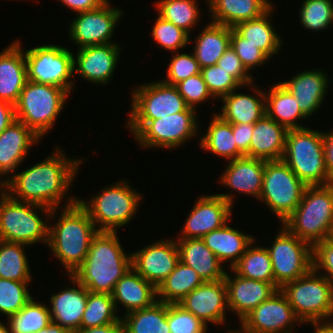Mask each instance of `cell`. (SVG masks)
Masks as SVG:
<instances>
[{
    "instance_id": "obj_55",
    "label": "cell",
    "mask_w": 333,
    "mask_h": 333,
    "mask_svg": "<svg viewBox=\"0 0 333 333\" xmlns=\"http://www.w3.org/2000/svg\"><path fill=\"white\" fill-rule=\"evenodd\" d=\"M77 14L99 8L107 0H59Z\"/></svg>"
},
{
    "instance_id": "obj_58",
    "label": "cell",
    "mask_w": 333,
    "mask_h": 333,
    "mask_svg": "<svg viewBox=\"0 0 333 333\" xmlns=\"http://www.w3.org/2000/svg\"><path fill=\"white\" fill-rule=\"evenodd\" d=\"M75 333H126L122 320L108 325L81 328Z\"/></svg>"
},
{
    "instance_id": "obj_22",
    "label": "cell",
    "mask_w": 333,
    "mask_h": 333,
    "mask_svg": "<svg viewBox=\"0 0 333 333\" xmlns=\"http://www.w3.org/2000/svg\"><path fill=\"white\" fill-rule=\"evenodd\" d=\"M39 140L41 138L23 122L14 120L0 134V175L13 173Z\"/></svg>"
},
{
    "instance_id": "obj_16",
    "label": "cell",
    "mask_w": 333,
    "mask_h": 333,
    "mask_svg": "<svg viewBox=\"0 0 333 333\" xmlns=\"http://www.w3.org/2000/svg\"><path fill=\"white\" fill-rule=\"evenodd\" d=\"M110 4L107 0L99 8L78 13L70 23L69 37L78 49L113 43L110 40L123 12Z\"/></svg>"
},
{
    "instance_id": "obj_59",
    "label": "cell",
    "mask_w": 333,
    "mask_h": 333,
    "mask_svg": "<svg viewBox=\"0 0 333 333\" xmlns=\"http://www.w3.org/2000/svg\"><path fill=\"white\" fill-rule=\"evenodd\" d=\"M35 333H70V332L63 326L52 321L44 329H41Z\"/></svg>"
},
{
    "instance_id": "obj_49",
    "label": "cell",
    "mask_w": 333,
    "mask_h": 333,
    "mask_svg": "<svg viewBox=\"0 0 333 333\" xmlns=\"http://www.w3.org/2000/svg\"><path fill=\"white\" fill-rule=\"evenodd\" d=\"M174 54L167 69V78L161 80L162 82L168 85H175L178 82L201 72V68L199 67L193 52L192 54H178L176 52Z\"/></svg>"
},
{
    "instance_id": "obj_37",
    "label": "cell",
    "mask_w": 333,
    "mask_h": 333,
    "mask_svg": "<svg viewBox=\"0 0 333 333\" xmlns=\"http://www.w3.org/2000/svg\"><path fill=\"white\" fill-rule=\"evenodd\" d=\"M200 147L213 154L232 161L244 157L237 149L232 132V124L221 119L217 113L214 114L209 123L206 134L200 138Z\"/></svg>"
},
{
    "instance_id": "obj_10",
    "label": "cell",
    "mask_w": 333,
    "mask_h": 333,
    "mask_svg": "<svg viewBox=\"0 0 333 333\" xmlns=\"http://www.w3.org/2000/svg\"><path fill=\"white\" fill-rule=\"evenodd\" d=\"M305 188L282 159L266 161L259 200L283 223L301 202Z\"/></svg>"
},
{
    "instance_id": "obj_51",
    "label": "cell",
    "mask_w": 333,
    "mask_h": 333,
    "mask_svg": "<svg viewBox=\"0 0 333 333\" xmlns=\"http://www.w3.org/2000/svg\"><path fill=\"white\" fill-rule=\"evenodd\" d=\"M186 104L193 109L205 101L207 98L212 97L208 91L207 85L201 73L190 76L174 85Z\"/></svg>"
},
{
    "instance_id": "obj_13",
    "label": "cell",
    "mask_w": 333,
    "mask_h": 333,
    "mask_svg": "<svg viewBox=\"0 0 333 333\" xmlns=\"http://www.w3.org/2000/svg\"><path fill=\"white\" fill-rule=\"evenodd\" d=\"M269 252L274 283L280 289L295 281L313 268V247L290 233L284 226L277 234Z\"/></svg>"
},
{
    "instance_id": "obj_36",
    "label": "cell",
    "mask_w": 333,
    "mask_h": 333,
    "mask_svg": "<svg viewBox=\"0 0 333 333\" xmlns=\"http://www.w3.org/2000/svg\"><path fill=\"white\" fill-rule=\"evenodd\" d=\"M203 282V279L194 269L179 261L175 269L158 286L157 301L178 304Z\"/></svg>"
},
{
    "instance_id": "obj_4",
    "label": "cell",
    "mask_w": 333,
    "mask_h": 333,
    "mask_svg": "<svg viewBox=\"0 0 333 333\" xmlns=\"http://www.w3.org/2000/svg\"><path fill=\"white\" fill-rule=\"evenodd\" d=\"M283 226L312 247L333 234V183L306 186L301 202Z\"/></svg>"
},
{
    "instance_id": "obj_20",
    "label": "cell",
    "mask_w": 333,
    "mask_h": 333,
    "mask_svg": "<svg viewBox=\"0 0 333 333\" xmlns=\"http://www.w3.org/2000/svg\"><path fill=\"white\" fill-rule=\"evenodd\" d=\"M120 48L117 43H109L78 49L77 58L73 57L74 73L90 83L106 84L112 79Z\"/></svg>"
},
{
    "instance_id": "obj_1",
    "label": "cell",
    "mask_w": 333,
    "mask_h": 333,
    "mask_svg": "<svg viewBox=\"0 0 333 333\" xmlns=\"http://www.w3.org/2000/svg\"><path fill=\"white\" fill-rule=\"evenodd\" d=\"M56 148V152L40 163L13 174L10 178L0 179V189L21 202L43 205L50 209L58 208L83 161L71 160L58 146Z\"/></svg>"
},
{
    "instance_id": "obj_25",
    "label": "cell",
    "mask_w": 333,
    "mask_h": 333,
    "mask_svg": "<svg viewBox=\"0 0 333 333\" xmlns=\"http://www.w3.org/2000/svg\"><path fill=\"white\" fill-rule=\"evenodd\" d=\"M321 70H308L281 83L297 98L301 111L312 116L319 109L329 87V78Z\"/></svg>"
},
{
    "instance_id": "obj_41",
    "label": "cell",
    "mask_w": 333,
    "mask_h": 333,
    "mask_svg": "<svg viewBox=\"0 0 333 333\" xmlns=\"http://www.w3.org/2000/svg\"><path fill=\"white\" fill-rule=\"evenodd\" d=\"M7 322L12 333H35L52 322L50 308L32 297L21 310L10 315Z\"/></svg>"
},
{
    "instance_id": "obj_27",
    "label": "cell",
    "mask_w": 333,
    "mask_h": 333,
    "mask_svg": "<svg viewBox=\"0 0 333 333\" xmlns=\"http://www.w3.org/2000/svg\"><path fill=\"white\" fill-rule=\"evenodd\" d=\"M288 129L266 114L254 123L248 157L266 161L281 160Z\"/></svg>"
},
{
    "instance_id": "obj_33",
    "label": "cell",
    "mask_w": 333,
    "mask_h": 333,
    "mask_svg": "<svg viewBox=\"0 0 333 333\" xmlns=\"http://www.w3.org/2000/svg\"><path fill=\"white\" fill-rule=\"evenodd\" d=\"M266 93L265 111L269 118L288 130L305 128L297 123V120H305L308 117L299 108L297 98L281 82L270 87Z\"/></svg>"
},
{
    "instance_id": "obj_14",
    "label": "cell",
    "mask_w": 333,
    "mask_h": 333,
    "mask_svg": "<svg viewBox=\"0 0 333 333\" xmlns=\"http://www.w3.org/2000/svg\"><path fill=\"white\" fill-rule=\"evenodd\" d=\"M131 111L128 121H150L190 108L174 85L161 80L137 87L131 94Z\"/></svg>"
},
{
    "instance_id": "obj_5",
    "label": "cell",
    "mask_w": 333,
    "mask_h": 333,
    "mask_svg": "<svg viewBox=\"0 0 333 333\" xmlns=\"http://www.w3.org/2000/svg\"><path fill=\"white\" fill-rule=\"evenodd\" d=\"M282 160L306 186L333 183L326 170L323 132L319 130L289 129Z\"/></svg>"
},
{
    "instance_id": "obj_26",
    "label": "cell",
    "mask_w": 333,
    "mask_h": 333,
    "mask_svg": "<svg viewBox=\"0 0 333 333\" xmlns=\"http://www.w3.org/2000/svg\"><path fill=\"white\" fill-rule=\"evenodd\" d=\"M266 160L250 157L236 158L229 164L220 177L224 186L242 194L259 199L262 191L263 173Z\"/></svg>"
},
{
    "instance_id": "obj_21",
    "label": "cell",
    "mask_w": 333,
    "mask_h": 333,
    "mask_svg": "<svg viewBox=\"0 0 333 333\" xmlns=\"http://www.w3.org/2000/svg\"><path fill=\"white\" fill-rule=\"evenodd\" d=\"M224 281L227 288L228 309L236 312L239 320L279 289L275 283L247 279L237 274L232 278L227 272Z\"/></svg>"
},
{
    "instance_id": "obj_6",
    "label": "cell",
    "mask_w": 333,
    "mask_h": 333,
    "mask_svg": "<svg viewBox=\"0 0 333 333\" xmlns=\"http://www.w3.org/2000/svg\"><path fill=\"white\" fill-rule=\"evenodd\" d=\"M32 207V208H31ZM39 210L53 218L56 209L26 203L11 198L1 189L0 196V240L34 245L48 243L49 225L38 215Z\"/></svg>"
},
{
    "instance_id": "obj_24",
    "label": "cell",
    "mask_w": 333,
    "mask_h": 333,
    "mask_svg": "<svg viewBox=\"0 0 333 333\" xmlns=\"http://www.w3.org/2000/svg\"><path fill=\"white\" fill-rule=\"evenodd\" d=\"M16 40L0 53V99L15 105L27 82L24 52Z\"/></svg>"
},
{
    "instance_id": "obj_48",
    "label": "cell",
    "mask_w": 333,
    "mask_h": 333,
    "mask_svg": "<svg viewBox=\"0 0 333 333\" xmlns=\"http://www.w3.org/2000/svg\"><path fill=\"white\" fill-rule=\"evenodd\" d=\"M170 333H206L207 325L179 304H167Z\"/></svg>"
},
{
    "instance_id": "obj_12",
    "label": "cell",
    "mask_w": 333,
    "mask_h": 333,
    "mask_svg": "<svg viewBox=\"0 0 333 333\" xmlns=\"http://www.w3.org/2000/svg\"><path fill=\"white\" fill-rule=\"evenodd\" d=\"M71 50L59 45H41L24 51L27 65V80L38 84L61 87L70 93L74 82Z\"/></svg>"
},
{
    "instance_id": "obj_50",
    "label": "cell",
    "mask_w": 333,
    "mask_h": 333,
    "mask_svg": "<svg viewBox=\"0 0 333 333\" xmlns=\"http://www.w3.org/2000/svg\"><path fill=\"white\" fill-rule=\"evenodd\" d=\"M230 46L249 72L270 59L263 51L252 43L247 42L234 28H231Z\"/></svg>"
},
{
    "instance_id": "obj_44",
    "label": "cell",
    "mask_w": 333,
    "mask_h": 333,
    "mask_svg": "<svg viewBox=\"0 0 333 333\" xmlns=\"http://www.w3.org/2000/svg\"><path fill=\"white\" fill-rule=\"evenodd\" d=\"M29 282L0 278V312L7 318L16 314L32 298L27 287Z\"/></svg>"
},
{
    "instance_id": "obj_40",
    "label": "cell",
    "mask_w": 333,
    "mask_h": 333,
    "mask_svg": "<svg viewBox=\"0 0 333 333\" xmlns=\"http://www.w3.org/2000/svg\"><path fill=\"white\" fill-rule=\"evenodd\" d=\"M23 243L0 240V278L14 281H30V266Z\"/></svg>"
},
{
    "instance_id": "obj_42",
    "label": "cell",
    "mask_w": 333,
    "mask_h": 333,
    "mask_svg": "<svg viewBox=\"0 0 333 333\" xmlns=\"http://www.w3.org/2000/svg\"><path fill=\"white\" fill-rule=\"evenodd\" d=\"M195 0H159L156 2L158 16L172 22L190 35V30L200 20V10Z\"/></svg>"
},
{
    "instance_id": "obj_45",
    "label": "cell",
    "mask_w": 333,
    "mask_h": 333,
    "mask_svg": "<svg viewBox=\"0 0 333 333\" xmlns=\"http://www.w3.org/2000/svg\"><path fill=\"white\" fill-rule=\"evenodd\" d=\"M302 25L311 31L327 29L333 23L331 0H304L299 10Z\"/></svg>"
},
{
    "instance_id": "obj_53",
    "label": "cell",
    "mask_w": 333,
    "mask_h": 333,
    "mask_svg": "<svg viewBox=\"0 0 333 333\" xmlns=\"http://www.w3.org/2000/svg\"><path fill=\"white\" fill-rule=\"evenodd\" d=\"M217 65L225 71L230 72V75H232L242 85V87L248 86L254 81V78H252V75L243 66L241 60L231 46H229V48L219 58Z\"/></svg>"
},
{
    "instance_id": "obj_3",
    "label": "cell",
    "mask_w": 333,
    "mask_h": 333,
    "mask_svg": "<svg viewBox=\"0 0 333 333\" xmlns=\"http://www.w3.org/2000/svg\"><path fill=\"white\" fill-rule=\"evenodd\" d=\"M78 198L69 197L62 214L54 226H49L48 243L59 262L72 275L84 262L98 227L87 211L78 203Z\"/></svg>"
},
{
    "instance_id": "obj_62",
    "label": "cell",
    "mask_w": 333,
    "mask_h": 333,
    "mask_svg": "<svg viewBox=\"0 0 333 333\" xmlns=\"http://www.w3.org/2000/svg\"><path fill=\"white\" fill-rule=\"evenodd\" d=\"M227 333H238V330H234V331H231V330H228Z\"/></svg>"
},
{
    "instance_id": "obj_9",
    "label": "cell",
    "mask_w": 333,
    "mask_h": 333,
    "mask_svg": "<svg viewBox=\"0 0 333 333\" xmlns=\"http://www.w3.org/2000/svg\"><path fill=\"white\" fill-rule=\"evenodd\" d=\"M92 197L89 202L83 199L77 201L90 215L94 226H99L98 231L108 232H116L119 227L128 224L142 199V195L132 189L127 181L121 180Z\"/></svg>"
},
{
    "instance_id": "obj_57",
    "label": "cell",
    "mask_w": 333,
    "mask_h": 333,
    "mask_svg": "<svg viewBox=\"0 0 333 333\" xmlns=\"http://www.w3.org/2000/svg\"><path fill=\"white\" fill-rule=\"evenodd\" d=\"M16 120L15 105L0 99V134Z\"/></svg>"
},
{
    "instance_id": "obj_18",
    "label": "cell",
    "mask_w": 333,
    "mask_h": 333,
    "mask_svg": "<svg viewBox=\"0 0 333 333\" xmlns=\"http://www.w3.org/2000/svg\"><path fill=\"white\" fill-rule=\"evenodd\" d=\"M177 243L159 240L131 254V267L156 288L175 269L179 262Z\"/></svg>"
},
{
    "instance_id": "obj_56",
    "label": "cell",
    "mask_w": 333,
    "mask_h": 333,
    "mask_svg": "<svg viewBox=\"0 0 333 333\" xmlns=\"http://www.w3.org/2000/svg\"><path fill=\"white\" fill-rule=\"evenodd\" d=\"M323 148L328 177L333 181V130L323 132Z\"/></svg>"
},
{
    "instance_id": "obj_34",
    "label": "cell",
    "mask_w": 333,
    "mask_h": 333,
    "mask_svg": "<svg viewBox=\"0 0 333 333\" xmlns=\"http://www.w3.org/2000/svg\"><path fill=\"white\" fill-rule=\"evenodd\" d=\"M231 28L210 22L196 37L193 54L200 68L217 64L219 58L229 48Z\"/></svg>"
},
{
    "instance_id": "obj_60",
    "label": "cell",
    "mask_w": 333,
    "mask_h": 333,
    "mask_svg": "<svg viewBox=\"0 0 333 333\" xmlns=\"http://www.w3.org/2000/svg\"><path fill=\"white\" fill-rule=\"evenodd\" d=\"M315 328L314 333H333V322L311 324Z\"/></svg>"
},
{
    "instance_id": "obj_7",
    "label": "cell",
    "mask_w": 333,
    "mask_h": 333,
    "mask_svg": "<svg viewBox=\"0 0 333 333\" xmlns=\"http://www.w3.org/2000/svg\"><path fill=\"white\" fill-rule=\"evenodd\" d=\"M317 274L312 268L280 288L296 316L307 324L331 323L328 319L333 317V286L323 275Z\"/></svg>"
},
{
    "instance_id": "obj_2",
    "label": "cell",
    "mask_w": 333,
    "mask_h": 333,
    "mask_svg": "<svg viewBox=\"0 0 333 333\" xmlns=\"http://www.w3.org/2000/svg\"><path fill=\"white\" fill-rule=\"evenodd\" d=\"M131 268L117 232L98 231L84 262L71 275L90 292L112 294L116 283Z\"/></svg>"
},
{
    "instance_id": "obj_54",
    "label": "cell",
    "mask_w": 333,
    "mask_h": 333,
    "mask_svg": "<svg viewBox=\"0 0 333 333\" xmlns=\"http://www.w3.org/2000/svg\"><path fill=\"white\" fill-rule=\"evenodd\" d=\"M253 129L254 124H232V132L237 149L246 157H248V150L251 143Z\"/></svg>"
},
{
    "instance_id": "obj_47",
    "label": "cell",
    "mask_w": 333,
    "mask_h": 333,
    "mask_svg": "<svg viewBox=\"0 0 333 333\" xmlns=\"http://www.w3.org/2000/svg\"><path fill=\"white\" fill-rule=\"evenodd\" d=\"M207 85L208 91L216 98L230 94L232 91L241 88V84L219 65H211L201 68L200 72Z\"/></svg>"
},
{
    "instance_id": "obj_30",
    "label": "cell",
    "mask_w": 333,
    "mask_h": 333,
    "mask_svg": "<svg viewBox=\"0 0 333 333\" xmlns=\"http://www.w3.org/2000/svg\"><path fill=\"white\" fill-rule=\"evenodd\" d=\"M210 21L230 28L248 20L257 19L271 7L270 0H207Z\"/></svg>"
},
{
    "instance_id": "obj_43",
    "label": "cell",
    "mask_w": 333,
    "mask_h": 333,
    "mask_svg": "<svg viewBox=\"0 0 333 333\" xmlns=\"http://www.w3.org/2000/svg\"><path fill=\"white\" fill-rule=\"evenodd\" d=\"M111 294L88 291L87 303L81 320V328H92L119 322Z\"/></svg>"
},
{
    "instance_id": "obj_23",
    "label": "cell",
    "mask_w": 333,
    "mask_h": 333,
    "mask_svg": "<svg viewBox=\"0 0 333 333\" xmlns=\"http://www.w3.org/2000/svg\"><path fill=\"white\" fill-rule=\"evenodd\" d=\"M72 284L78 287H66L50 298V314L53 322L63 326L70 333L81 329V320L87 303L88 290L69 275Z\"/></svg>"
},
{
    "instance_id": "obj_52",
    "label": "cell",
    "mask_w": 333,
    "mask_h": 333,
    "mask_svg": "<svg viewBox=\"0 0 333 333\" xmlns=\"http://www.w3.org/2000/svg\"><path fill=\"white\" fill-rule=\"evenodd\" d=\"M313 269L318 272L325 270L326 274L321 273L330 281L333 286V238L325 239L313 246Z\"/></svg>"
},
{
    "instance_id": "obj_61",
    "label": "cell",
    "mask_w": 333,
    "mask_h": 333,
    "mask_svg": "<svg viewBox=\"0 0 333 333\" xmlns=\"http://www.w3.org/2000/svg\"><path fill=\"white\" fill-rule=\"evenodd\" d=\"M0 333H12L8 323L7 325H3V323L0 321Z\"/></svg>"
},
{
    "instance_id": "obj_39",
    "label": "cell",
    "mask_w": 333,
    "mask_h": 333,
    "mask_svg": "<svg viewBox=\"0 0 333 333\" xmlns=\"http://www.w3.org/2000/svg\"><path fill=\"white\" fill-rule=\"evenodd\" d=\"M251 245H253V242L231 268L232 273L247 279L274 283V274L268 250L263 246L256 247Z\"/></svg>"
},
{
    "instance_id": "obj_28",
    "label": "cell",
    "mask_w": 333,
    "mask_h": 333,
    "mask_svg": "<svg viewBox=\"0 0 333 333\" xmlns=\"http://www.w3.org/2000/svg\"><path fill=\"white\" fill-rule=\"evenodd\" d=\"M111 295L115 308L121 302L128 314L152 306L157 301V288L131 267L116 283Z\"/></svg>"
},
{
    "instance_id": "obj_17",
    "label": "cell",
    "mask_w": 333,
    "mask_h": 333,
    "mask_svg": "<svg viewBox=\"0 0 333 333\" xmlns=\"http://www.w3.org/2000/svg\"><path fill=\"white\" fill-rule=\"evenodd\" d=\"M231 194L203 195L196 201L187 217L179 238H202L209 232L225 225L233 207Z\"/></svg>"
},
{
    "instance_id": "obj_29",
    "label": "cell",
    "mask_w": 333,
    "mask_h": 333,
    "mask_svg": "<svg viewBox=\"0 0 333 333\" xmlns=\"http://www.w3.org/2000/svg\"><path fill=\"white\" fill-rule=\"evenodd\" d=\"M175 241L178 246L179 260L194 269L204 282L225 278L226 271L222 263L201 238H180Z\"/></svg>"
},
{
    "instance_id": "obj_35",
    "label": "cell",
    "mask_w": 333,
    "mask_h": 333,
    "mask_svg": "<svg viewBox=\"0 0 333 333\" xmlns=\"http://www.w3.org/2000/svg\"><path fill=\"white\" fill-rule=\"evenodd\" d=\"M273 9L271 7L261 17L239 23L233 27L243 38L247 39V42L258 47L269 58L279 52L283 43L269 20V17H272Z\"/></svg>"
},
{
    "instance_id": "obj_15",
    "label": "cell",
    "mask_w": 333,
    "mask_h": 333,
    "mask_svg": "<svg viewBox=\"0 0 333 333\" xmlns=\"http://www.w3.org/2000/svg\"><path fill=\"white\" fill-rule=\"evenodd\" d=\"M298 323L302 324L284 293L278 289L240 320L238 333H292L293 326Z\"/></svg>"
},
{
    "instance_id": "obj_11",
    "label": "cell",
    "mask_w": 333,
    "mask_h": 333,
    "mask_svg": "<svg viewBox=\"0 0 333 333\" xmlns=\"http://www.w3.org/2000/svg\"><path fill=\"white\" fill-rule=\"evenodd\" d=\"M196 111H183L150 121H128L127 126L142 147L178 148L196 136Z\"/></svg>"
},
{
    "instance_id": "obj_19",
    "label": "cell",
    "mask_w": 333,
    "mask_h": 333,
    "mask_svg": "<svg viewBox=\"0 0 333 333\" xmlns=\"http://www.w3.org/2000/svg\"><path fill=\"white\" fill-rule=\"evenodd\" d=\"M186 311L193 313L207 325L225 323L227 305V288L224 279L205 281L186 295L179 303Z\"/></svg>"
},
{
    "instance_id": "obj_31",
    "label": "cell",
    "mask_w": 333,
    "mask_h": 333,
    "mask_svg": "<svg viewBox=\"0 0 333 333\" xmlns=\"http://www.w3.org/2000/svg\"><path fill=\"white\" fill-rule=\"evenodd\" d=\"M253 83L248 87H252L258 96L236 93L232 91L221 97L223 103L221 114H217L224 121L231 124H254L260 120L265 114V93L256 88Z\"/></svg>"
},
{
    "instance_id": "obj_38",
    "label": "cell",
    "mask_w": 333,
    "mask_h": 333,
    "mask_svg": "<svg viewBox=\"0 0 333 333\" xmlns=\"http://www.w3.org/2000/svg\"><path fill=\"white\" fill-rule=\"evenodd\" d=\"M126 333H170L167 304L156 301L152 306L121 317Z\"/></svg>"
},
{
    "instance_id": "obj_46",
    "label": "cell",
    "mask_w": 333,
    "mask_h": 333,
    "mask_svg": "<svg viewBox=\"0 0 333 333\" xmlns=\"http://www.w3.org/2000/svg\"><path fill=\"white\" fill-rule=\"evenodd\" d=\"M151 34L155 42L160 45L159 47L170 52H176L192 42L186 31L160 16L156 18Z\"/></svg>"
},
{
    "instance_id": "obj_32",
    "label": "cell",
    "mask_w": 333,
    "mask_h": 333,
    "mask_svg": "<svg viewBox=\"0 0 333 333\" xmlns=\"http://www.w3.org/2000/svg\"><path fill=\"white\" fill-rule=\"evenodd\" d=\"M252 237L226 223L201 239L222 264L229 261L230 268H232L246 252L248 246L255 241Z\"/></svg>"
},
{
    "instance_id": "obj_8",
    "label": "cell",
    "mask_w": 333,
    "mask_h": 333,
    "mask_svg": "<svg viewBox=\"0 0 333 333\" xmlns=\"http://www.w3.org/2000/svg\"><path fill=\"white\" fill-rule=\"evenodd\" d=\"M69 93L61 87L27 80L15 104L16 119L38 137L52 129Z\"/></svg>"
}]
</instances>
